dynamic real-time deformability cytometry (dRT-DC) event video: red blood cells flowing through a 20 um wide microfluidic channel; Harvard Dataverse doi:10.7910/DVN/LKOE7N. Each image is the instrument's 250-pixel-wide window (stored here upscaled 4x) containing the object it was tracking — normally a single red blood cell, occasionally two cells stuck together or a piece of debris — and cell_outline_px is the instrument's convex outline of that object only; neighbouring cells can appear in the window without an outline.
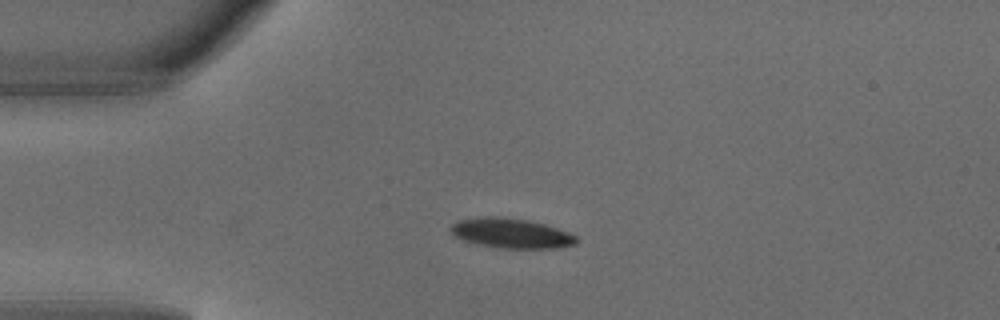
{"species": "common noctule bat (a hibernating species)", "species_latin": "Nyctalus noctula", "temperature_condition": "warm", "stored_images_in_passage": 3, "camera_frame_rate_fps": 3000, "um_per_image_px": 0.085, "animal": {"sex": "male", "body_mass_g": 18.8}, "frame": {"image": 1, "passage_image": 1, "time_ms": 0.0, "image_size_px": [1000, 320], "cell_outline_px": [[576, 244], [556, 248], [500, 248], [476, 244], [464, 240], [456, 236], [448, 228], [452, 224], [460, 220], [484, 216], [500, 216], [524, 220], [544, 224], [568, 232], [576, 236]], "centroid_in_image_um": [43.42, 19.83], "position_along_channel_um": 41.6, "area_um2": 21.62}}
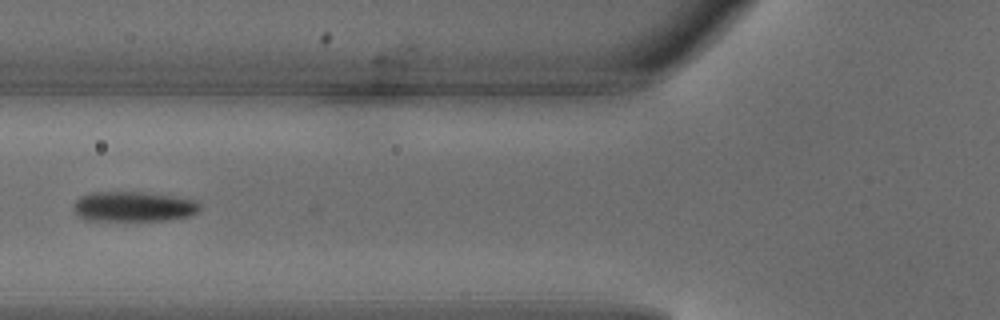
{"frame": {"image": 2, "passage_image": 3, "time_ms": 0.667, "image_size_px": [1000, 320], "cell_outline_px": [[200, 208], [192, 216], [164, 220], [84, 220], [76, 212], [76, 200], [80, 196], [92, 192], [144, 192], [172, 196], [196, 200], [200, 204]], "centroid_in_image_um": [11.39, 17.55], "position_along_channel_um": 114.4, "area_um2": 21.91}}